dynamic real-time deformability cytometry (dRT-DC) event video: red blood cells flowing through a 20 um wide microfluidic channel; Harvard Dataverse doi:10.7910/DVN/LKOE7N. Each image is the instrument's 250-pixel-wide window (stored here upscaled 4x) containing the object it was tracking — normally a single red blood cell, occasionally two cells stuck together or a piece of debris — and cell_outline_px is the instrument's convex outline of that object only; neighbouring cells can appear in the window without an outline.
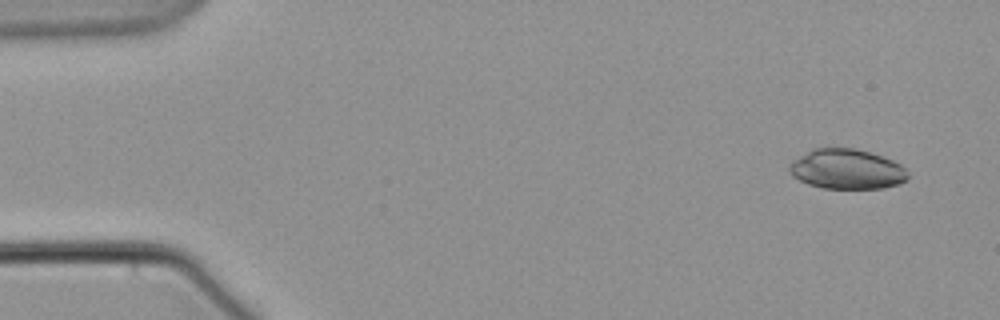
{"species": "common noctule bat (a hibernating species)", "species_latin": "Nyctalus noctula", "temperature_condition": "warm", "stored_images_in_passage": 11, "camera_frame_rate_fps": 3000, "um_per_image_px": 0.085, "animal": {"sex": "male", "body_mass_g": 21.5, "forearm_length_mm": 52.0}, "frame": {"image": 1, "passage_image": 1, "time_ms": 0.0, "image_size_px": [1000, 320], "cell_outline_px": [[908, 180], [900, 184], [884, 188], [824, 188], [808, 184], [792, 176], [788, 168], [792, 160], [812, 148], [856, 148], [884, 156], [900, 164], [908, 172]], "centroid_in_image_um": [71.99, 14.37], "position_along_channel_um": 13.0, "area_um2": 27.8}}
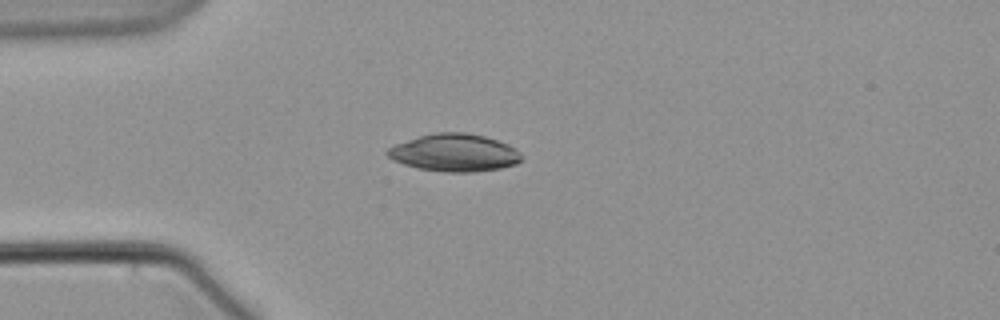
{"frame": {"image": 2, "passage_image": 4, "time_ms": 4.333, "image_size_px": [1000, 320], "cell_outline_px": [[520, 160], [516, 164], [500, 168], [472, 172], [444, 172], [420, 168], [404, 164], [392, 160], [384, 152], [392, 144], [420, 136], [436, 132], [464, 132], [484, 136], [508, 144], [516, 148], [520, 152]], "centroid_in_image_um": [38.59, 12.97], "position_along_channel_um": 46.4, "area_um2": 29.3}}